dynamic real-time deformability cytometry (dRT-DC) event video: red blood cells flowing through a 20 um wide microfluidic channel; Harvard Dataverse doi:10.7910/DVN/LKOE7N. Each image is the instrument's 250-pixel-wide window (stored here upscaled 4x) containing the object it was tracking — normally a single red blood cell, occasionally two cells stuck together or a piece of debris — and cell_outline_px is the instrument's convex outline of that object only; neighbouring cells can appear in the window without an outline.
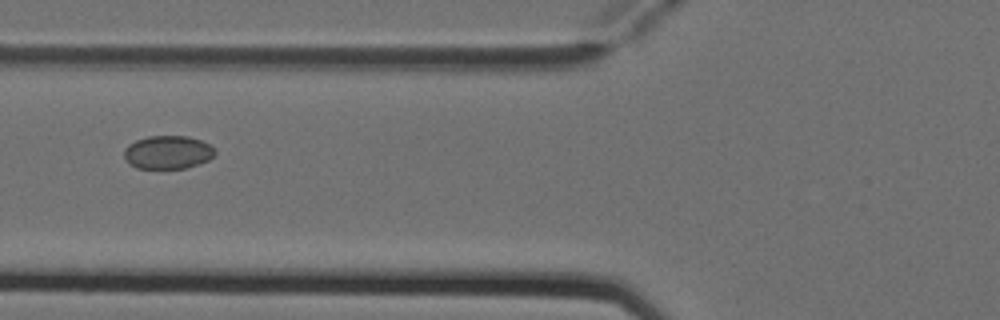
{"species": "Egyptian fruit bat (a non-hibernating species)", "species_latin": "Rousettus aegyptiacus", "temperature_condition": "cold", "stored_images_in_passage": 3, "camera_frame_rate_fps": 3000, "um_per_image_px": 0.085, "animal": {"sex": "female"}, "frame": {"image": 1, "passage_image": 2, "time_ms": 0.333, "image_size_px": [1000, 320], "cell_outline_px": [[216, 152], [208, 160], [200, 164], [184, 168], [136, 168], [128, 164], [124, 156], [124, 148], [128, 144], [136, 140], [148, 136], [188, 136], [200, 140], [216, 148]], "centroid_in_image_um": [14.25, 12.94], "position_along_channel_um": 111.6, "area_um2": 17.74}}
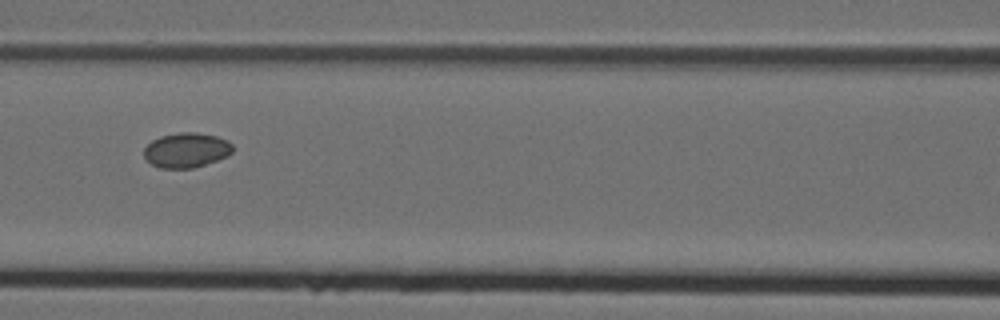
{"frame": {"image": 2, "passage_image": 3, "time_ms": 0.667, "image_size_px": [1000, 320], "cell_outline_px": [[232, 152], [228, 156], [192, 168], [160, 168], [152, 164], [144, 156], [144, 148], [152, 140], [160, 136], [180, 132], [196, 132], [216, 136], [228, 140], [232, 144]], "centroid_in_image_um": [15.84, 12.75], "position_along_channel_um": 150.8, "area_um2": 17.92}}